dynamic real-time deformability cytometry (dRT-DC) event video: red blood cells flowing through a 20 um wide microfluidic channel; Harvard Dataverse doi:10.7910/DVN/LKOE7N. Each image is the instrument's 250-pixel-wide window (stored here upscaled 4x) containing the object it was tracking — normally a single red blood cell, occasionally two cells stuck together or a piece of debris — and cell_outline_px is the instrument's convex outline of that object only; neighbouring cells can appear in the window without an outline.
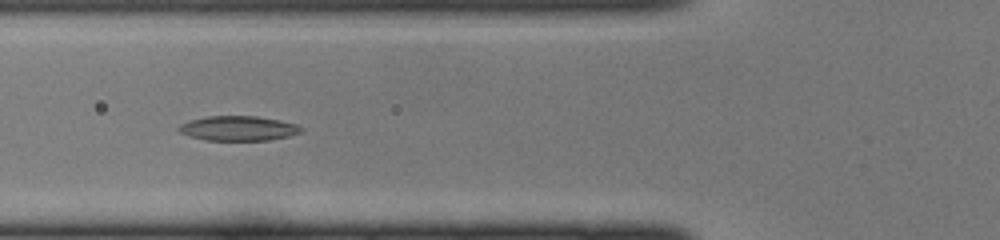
{"species": "common noctule bat (a hibernating species)", "species_latin": "Nyctalus noctula", "temperature_condition": "cold", "stored_images_in_passage": 33, "camera_frame_rate_fps": 3000, "um_per_image_px": 0.085, "animal": {"sex": "female", "body_mass_g": 22.0, "forearm_length_mm": 56.7}, "frame": {"image": 1, "passage_image": 5, "time_ms": 1.333, "image_size_px": [1000, 240], "cell_outline_px": [[304, 128], [300, 132], [288, 136], [268, 140], [204, 140], [188, 136], [180, 132], [176, 128], [180, 124], [188, 120], [208, 116], [256, 116], [296, 124]], "centroid_in_image_um": [20.19, 10.91], "position_along_channel_um": 105.6, "area_um2": 17.57}}
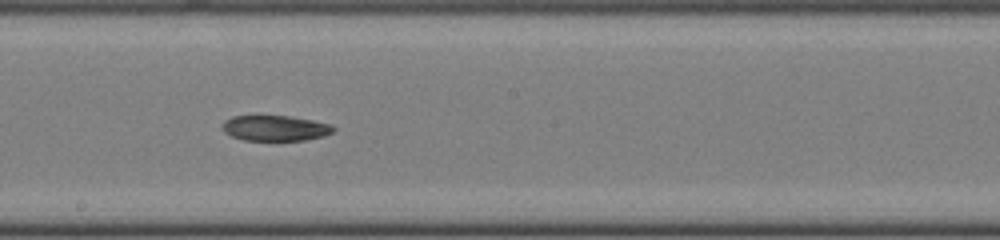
{"frame": {"image": 2, "passage_image": 13, "time_ms": 4.0, "image_size_px": [1000, 240], "cell_outline_px": [[336, 128], [332, 132], [324, 136], [304, 140], [244, 140], [232, 136], [224, 132], [224, 120], [232, 116], [288, 116], [312, 120], [332, 124]], "centroid_in_image_um": [23.42, 10.89], "position_along_channel_um": 224.8, "area_um2": 16.36}}
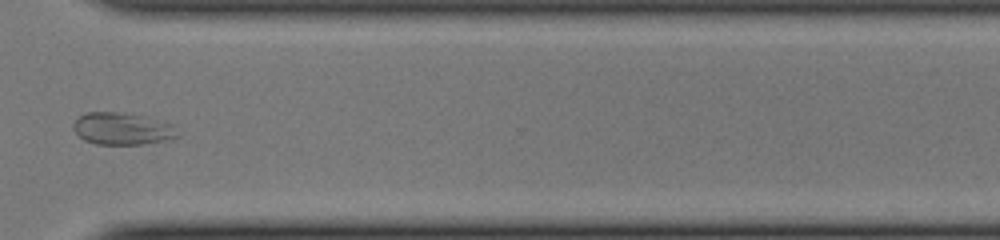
{"frame": {"image": 3, "passage_image": 22, "time_ms": 7.0, "image_size_px": [1000, 240], "cell_outline_px": [[180, 136], [144, 144], [96, 144], [84, 140], [72, 128], [72, 124], [84, 112], [116, 112], [144, 116], [172, 124]], "centroid_in_image_um": [10.36, 10.94], "position_along_channel_um": 360.2, "area_um2": 19.31}}